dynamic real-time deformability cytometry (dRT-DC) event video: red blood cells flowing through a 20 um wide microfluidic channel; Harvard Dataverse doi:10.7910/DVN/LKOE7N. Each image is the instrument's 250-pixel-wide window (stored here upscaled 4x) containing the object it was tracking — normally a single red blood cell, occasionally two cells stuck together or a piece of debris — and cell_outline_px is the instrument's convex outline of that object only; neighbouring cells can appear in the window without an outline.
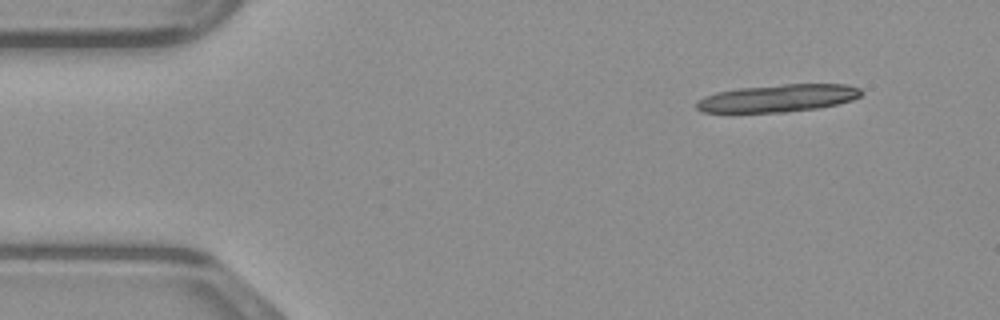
{"species": "common noctule bat (a hibernating species)", "species_latin": "Nyctalus noctula", "temperature_condition": "warm", "stored_images_in_passage": 13, "camera_frame_rate_fps": 3000, "um_per_image_px": 0.085, "animal": {"sex": "male", "body_mass_g": 23.1, "forearm_length_mm": 52.7}, "frame": {"image": 1, "passage_image": 1, "time_ms": 0.0, "image_size_px": [1000, 320], "cell_outline_px": [[864, 92], [860, 96], [852, 100], [820, 108], [784, 112], [732, 116], [704, 112], [696, 108], [696, 104], [704, 96], [716, 92], [740, 88], [784, 84], [848, 84], [860, 88]], "centroid_in_image_um": [66.04, 8.39], "position_along_channel_um": 19.0, "area_um2": 27.51}}